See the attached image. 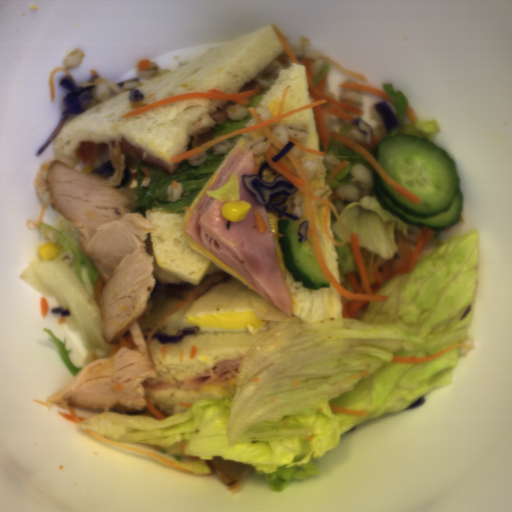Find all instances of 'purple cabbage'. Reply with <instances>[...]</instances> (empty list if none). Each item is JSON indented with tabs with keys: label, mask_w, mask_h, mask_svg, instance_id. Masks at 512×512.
<instances>
[{
	"label": "purple cabbage",
	"mask_w": 512,
	"mask_h": 512,
	"mask_svg": "<svg viewBox=\"0 0 512 512\" xmlns=\"http://www.w3.org/2000/svg\"><path fill=\"white\" fill-rule=\"evenodd\" d=\"M308 228H309L308 221H303L297 231V233L299 235V238H298L299 243H305L309 239Z\"/></svg>",
	"instance_id": "obj_7"
},
{
	"label": "purple cabbage",
	"mask_w": 512,
	"mask_h": 512,
	"mask_svg": "<svg viewBox=\"0 0 512 512\" xmlns=\"http://www.w3.org/2000/svg\"><path fill=\"white\" fill-rule=\"evenodd\" d=\"M425 401H426V398L424 396V394L419 397L417 400H415L413 403H411L409 406L406 407V409H416L418 407H421L422 405L425 404Z\"/></svg>",
	"instance_id": "obj_10"
},
{
	"label": "purple cabbage",
	"mask_w": 512,
	"mask_h": 512,
	"mask_svg": "<svg viewBox=\"0 0 512 512\" xmlns=\"http://www.w3.org/2000/svg\"><path fill=\"white\" fill-rule=\"evenodd\" d=\"M294 147V144L290 141L284 148L279 150L276 154H274L271 157V161L278 162L280 159H282L292 148Z\"/></svg>",
	"instance_id": "obj_8"
},
{
	"label": "purple cabbage",
	"mask_w": 512,
	"mask_h": 512,
	"mask_svg": "<svg viewBox=\"0 0 512 512\" xmlns=\"http://www.w3.org/2000/svg\"><path fill=\"white\" fill-rule=\"evenodd\" d=\"M371 116L379 119L384 134H389L399 123L396 111L384 100H379L370 107Z\"/></svg>",
	"instance_id": "obj_3"
},
{
	"label": "purple cabbage",
	"mask_w": 512,
	"mask_h": 512,
	"mask_svg": "<svg viewBox=\"0 0 512 512\" xmlns=\"http://www.w3.org/2000/svg\"><path fill=\"white\" fill-rule=\"evenodd\" d=\"M114 171L111 161L104 163L103 165L94 168L91 172L103 178H109Z\"/></svg>",
	"instance_id": "obj_6"
},
{
	"label": "purple cabbage",
	"mask_w": 512,
	"mask_h": 512,
	"mask_svg": "<svg viewBox=\"0 0 512 512\" xmlns=\"http://www.w3.org/2000/svg\"><path fill=\"white\" fill-rule=\"evenodd\" d=\"M350 124L352 126H357L360 132L364 135V143L372 145L373 127L366 120L357 116Z\"/></svg>",
	"instance_id": "obj_5"
},
{
	"label": "purple cabbage",
	"mask_w": 512,
	"mask_h": 512,
	"mask_svg": "<svg viewBox=\"0 0 512 512\" xmlns=\"http://www.w3.org/2000/svg\"><path fill=\"white\" fill-rule=\"evenodd\" d=\"M267 165V162L263 163L257 174L243 175V185L248 188L255 200L261 206H265L267 211H274L278 213L279 219L286 216L289 220L299 221L300 218L286 212L289 208L288 205L282 204V202L288 200L298 190L282 175L275 178L273 182L262 180L261 173Z\"/></svg>",
	"instance_id": "obj_1"
},
{
	"label": "purple cabbage",
	"mask_w": 512,
	"mask_h": 512,
	"mask_svg": "<svg viewBox=\"0 0 512 512\" xmlns=\"http://www.w3.org/2000/svg\"><path fill=\"white\" fill-rule=\"evenodd\" d=\"M49 311L52 315L60 314L63 318L71 315L70 311L61 307L51 308Z\"/></svg>",
	"instance_id": "obj_9"
},
{
	"label": "purple cabbage",
	"mask_w": 512,
	"mask_h": 512,
	"mask_svg": "<svg viewBox=\"0 0 512 512\" xmlns=\"http://www.w3.org/2000/svg\"><path fill=\"white\" fill-rule=\"evenodd\" d=\"M101 76L94 75L86 83L76 84L72 75L60 78V85L68 92L62 99V119L55 130L50 134L47 141L35 153L38 157L55 139L61 130L65 120L75 113H84L91 103L93 97L94 82Z\"/></svg>",
	"instance_id": "obj_2"
},
{
	"label": "purple cabbage",
	"mask_w": 512,
	"mask_h": 512,
	"mask_svg": "<svg viewBox=\"0 0 512 512\" xmlns=\"http://www.w3.org/2000/svg\"><path fill=\"white\" fill-rule=\"evenodd\" d=\"M199 332V326L186 327L176 333L175 336H170L161 330H156L151 336L150 340H156L161 344H175L184 339L186 335H196Z\"/></svg>",
	"instance_id": "obj_4"
}]
</instances>
